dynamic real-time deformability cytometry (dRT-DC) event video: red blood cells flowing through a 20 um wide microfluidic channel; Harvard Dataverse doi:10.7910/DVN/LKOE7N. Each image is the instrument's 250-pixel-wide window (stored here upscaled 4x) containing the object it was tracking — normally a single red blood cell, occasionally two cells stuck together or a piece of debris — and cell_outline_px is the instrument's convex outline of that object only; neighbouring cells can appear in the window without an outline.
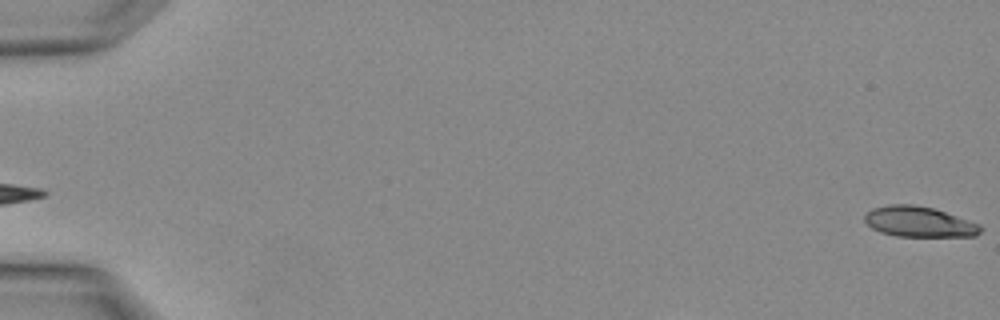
{"species": "Egyptian fruit bat (a non-hibernating species)", "species_latin": "Rousettus aegyptiacus", "temperature_condition": "warm", "stored_images_in_passage": 4, "camera_frame_rate_fps": 3000, "um_per_image_px": 0.085, "animal": {"sex": "female"}, "frame": {"image": 1, "passage_image": 1, "time_ms": 0.0, "image_size_px": [1000, 320], "cell_outline_px": [[984, 228], [976, 236], [896, 236], [880, 232], [872, 228], [864, 220], [864, 216], [872, 208], [888, 204], [912, 204], [932, 208], [980, 224]], "centroid_in_image_um": [78.11, 18.85], "position_along_channel_um": 6.9, "area_um2": 20.46}}
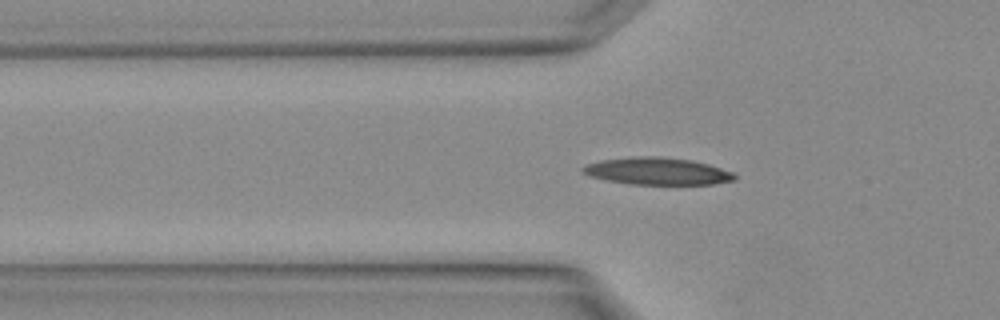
{"frame": {"image": 2, "passage_image": 4, "time_ms": 1.0, "image_size_px": [1000, 320], "cell_outline_px": [[736, 180], [712, 184], [628, 184], [588, 176], [580, 172], [580, 168], [588, 164], [600, 160], [640, 156], [660, 156], [692, 160], [708, 164], [732, 172], [736, 176]], "centroid_in_image_um": [55.84, 14.55], "position_along_channel_um": 70.0, "area_um2": 24.04}}